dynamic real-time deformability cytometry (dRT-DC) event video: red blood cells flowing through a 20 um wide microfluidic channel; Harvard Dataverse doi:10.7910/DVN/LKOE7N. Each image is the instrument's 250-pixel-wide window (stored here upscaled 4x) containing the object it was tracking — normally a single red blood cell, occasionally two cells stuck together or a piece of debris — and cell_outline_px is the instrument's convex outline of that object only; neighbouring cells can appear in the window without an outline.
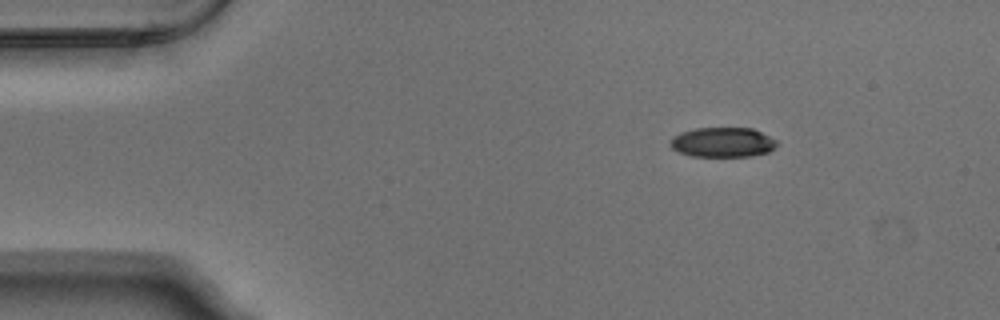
{"species": "Egyptian fruit bat (a non-hibernating species)", "species_latin": "Rousettus aegyptiacus", "temperature_condition": "warm", "stored_images_in_passage": 47, "camera_frame_rate_fps": 3000, "um_per_image_px": 0.085, "animal": {"sex": "male"}, "frame": {"image": 1, "passage_image": 1, "time_ms": 0.0, "image_size_px": [1000, 320], "cell_outline_px": [[776, 144], [768, 152], [752, 156], [692, 156], [680, 152], [672, 148], [668, 144], [668, 140], [672, 136], [680, 132], [696, 128], [752, 128], [776, 140]], "centroid_in_image_um": [61.35, 12.09], "position_along_channel_um": 23.6, "area_um2": 18.44}}
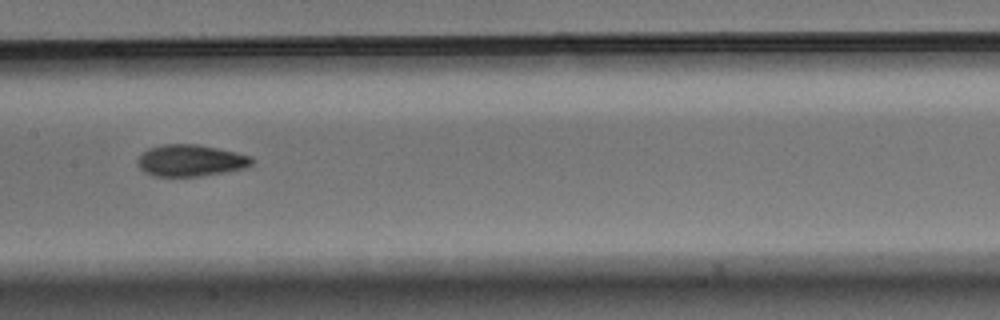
{"frame": {"image": 2, "passage_image": 20, "time_ms": 6.333, "image_size_px": [1000, 320], "cell_outline_px": [[256, 160], [252, 164], [244, 168], [224, 172], [200, 176], [152, 176], [144, 172], [136, 164], [136, 160], [148, 148], [164, 144], [200, 144], [236, 152], [252, 156]], "centroid_in_image_um": [16.21, 13.64], "position_along_channel_um": 191.2, "area_um2": 21.27}}
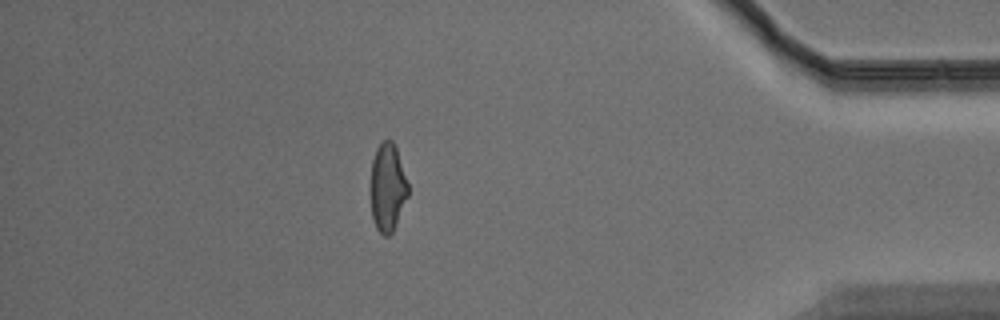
{"frame": {"image": 3, "passage_image": 40, "time_ms": 13.0, "image_size_px": [1000, 320], "cell_outline_px": [[408, 196], [396, 224], [392, 232], [388, 236], [384, 236], [376, 228], [372, 216], [372, 160], [376, 148], [384, 140], [392, 140], [396, 148], [408, 184]], "centroid_in_image_um": [32.96, 15.94], "position_along_channel_um": 402.2, "area_um2": 18.79}, "authors_computed_cell_mechanics": {"area_um2": 20.2878, "velocity_mm_per_s": 3.783, "shape_relaxation_time_tau1_ms": 7.9164, "shape_relaxation_time_tau2_ms": 2.4555, "deformation_change_tau1": 0.2018, "deformation_change_tau2": 0.0922}}